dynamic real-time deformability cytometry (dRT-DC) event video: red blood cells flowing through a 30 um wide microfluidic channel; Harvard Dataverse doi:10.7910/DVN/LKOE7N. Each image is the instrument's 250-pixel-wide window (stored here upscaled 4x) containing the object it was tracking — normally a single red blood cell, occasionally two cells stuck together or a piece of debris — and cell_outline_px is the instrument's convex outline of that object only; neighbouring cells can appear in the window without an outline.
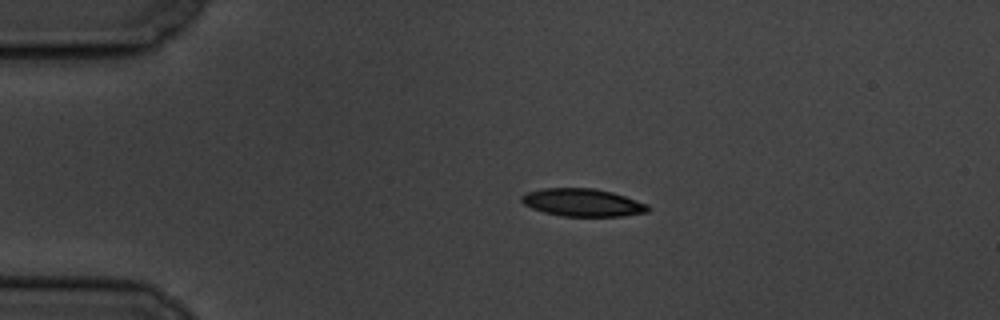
{"species": "common noctule bat (a hibernating species)", "species_latin": "Nyctalus noctula", "temperature_condition": "cold", "stored_images_in_passage": 46, "camera_frame_rate_fps": 3000, "um_per_image_px": 0.085, "animal": {"sex": "male", "body_mass_g": 19.5, "forearm_length_mm": 54.6}, "frame": {"image": 1, "passage_image": 1, "time_ms": 0.0, "image_size_px": [1000, 320], "cell_outline_px": [[652, 208], [648, 212], [624, 216], [564, 216], [544, 212], [532, 208], [524, 204], [520, 200], [520, 196], [524, 192], [540, 188], [596, 188], [612, 192], [648, 204]], "centroid_in_image_um": [49.51, 17.21], "position_along_channel_um": 35.5, "area_um2": 20.63}}
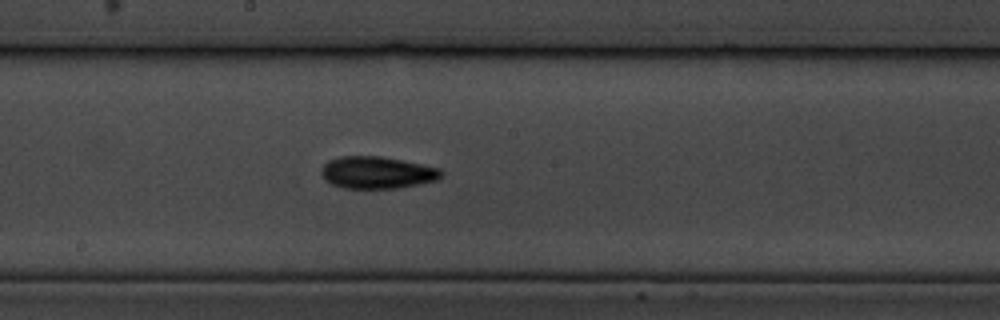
{"frame": {"image": 2, "passage_image": 20, "time_ms": 6.333, "image_size_px": [1000, 320], "cell_outline_px": [[444, 172], [436, 180], [420, 184], [396, 188], [344, 188], [332, 184], [324, 180], [320, 172], [324, 164], [328, 160], [340, 156], [380, 156], [440, 168]], "centroid_in_image_um": [32.02, 14.66], "position_along_channel_um": 216.2, "area_um2": 22.37}}
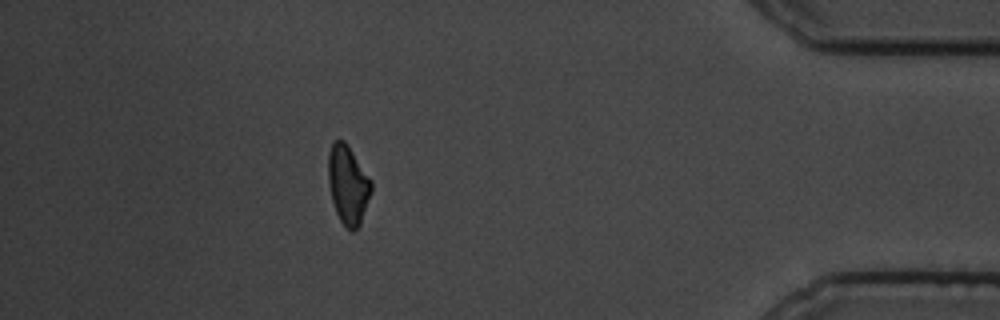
{"frame": {"image": 3, "passage_image": 40, "time_ms": 13.0, "image_size_px": [1000, 320], "cell_outline_px": [[372, 188], [360, 224], [352, 232], [340, 220], [336, 212], [332, 200], [328, 180], [328, 152], [332, 140], [344, 140], [348, 144], [372, 180]], "centroid_in_image_um": [29.57, 15.64], "position_along_channel_um": 405.6, "area_um2": 19.77}, "authors_computed_cell_mechanics": {"area_um2": 20.6057, "velocity_mm_per_s": 3.5001, "shape_relaxation_time_tau1_ms": 5.002, "shape_relaxation_time_tau2_ms": 5.9135, "deformation_change_tau1": 0.1658, "deformation_change_tau2": 0.1359}}